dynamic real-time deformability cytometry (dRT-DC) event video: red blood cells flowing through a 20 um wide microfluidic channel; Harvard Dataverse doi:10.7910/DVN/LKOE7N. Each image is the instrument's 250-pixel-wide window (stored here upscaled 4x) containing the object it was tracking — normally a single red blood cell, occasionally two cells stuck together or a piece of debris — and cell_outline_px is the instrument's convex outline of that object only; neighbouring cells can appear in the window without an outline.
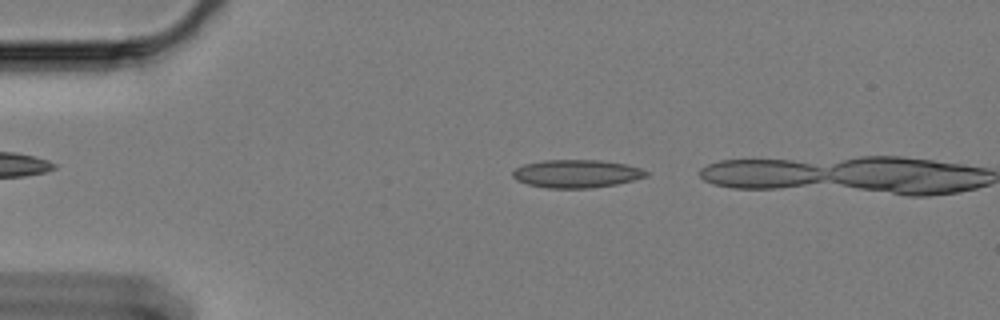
{"species": "Egyptian fruit bat (a non-hibernating species)", "species_latin": "Rousettus aegyptiacus", "temperature_condition": "cold", "stored_images_in_passage": 8, "camera_frame_rate_fps": 3000, "um_per_image_px": 0.085, "animal": {"sex": "female"}, "frame": {"image": 1, "passage_image": 2, "time_ms": 0.333, "image_size_px": [1000, 320], "cell_outline_px": [[648, 176], [616, 184], [592, 188], [548, 188], [528, 184], [516, 180], [512, 176], [512, 172], [516, 168], [524, 164], [544, 160], [600, 160], [624, 164], [640, 168], [648, 172]], "centroid_in_image_um": [48.99, 14.76], "position_along_channel_um": 36.0, "area_um2": 21.68}}